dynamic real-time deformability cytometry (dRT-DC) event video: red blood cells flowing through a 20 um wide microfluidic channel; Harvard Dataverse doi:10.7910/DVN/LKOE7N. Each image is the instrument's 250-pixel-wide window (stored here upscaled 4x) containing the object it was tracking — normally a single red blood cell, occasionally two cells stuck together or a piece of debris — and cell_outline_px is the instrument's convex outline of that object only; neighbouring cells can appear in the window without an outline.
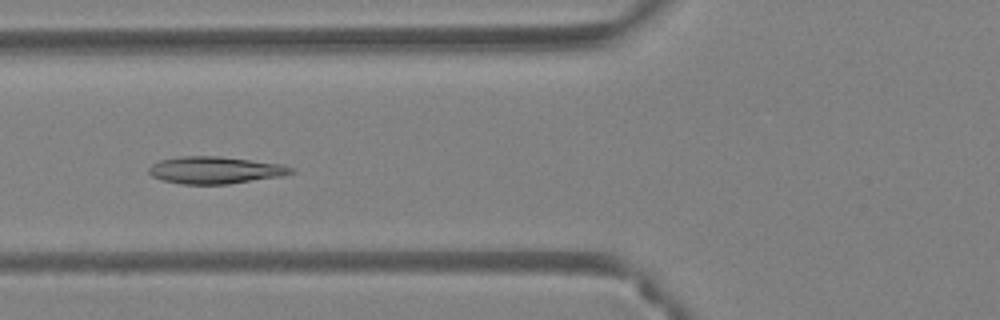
{"species": "Egyptian fruit bat (a non-hibernating species)", "species_latin": "Rousettus aegyptiacus", "temperature_condition": "warm", "stored_images_in_passage": 52, "camera_frame_rate_fps": 3000, "um_per_image_px": 0.085, "animal": {"sex": "female"}, "frame": {"image": 1, "passage_image": 21, "time_ms": 6.667, "image_size_px": [1000, 320], "cell_outline_px": [[296, 172], [284, 176], [228, 184], [184, 184], [164, 180], [152, 176], [148, 172], [148, 168], [152, 164], [160, 160], [180, 156], [220, 156], [284, 164], [296, 168]], "centroid_in_image_um": [18.37, 14.45], "position_along_channel_um": 107.4, "area_um2": 22.72}}
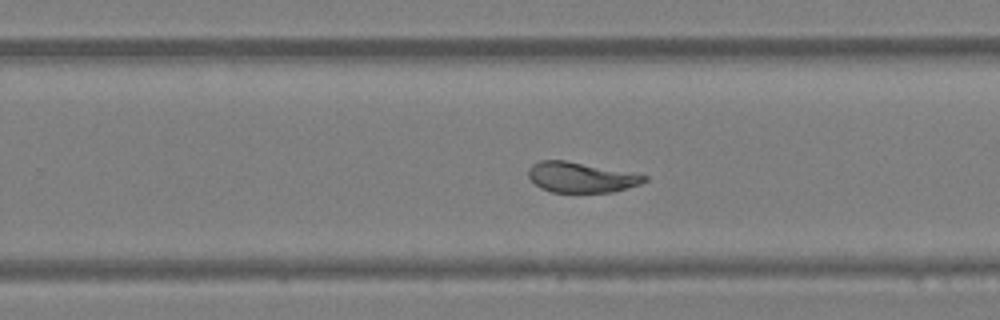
{"frame": {"image": 2, "passage_image": 34, "time_ms": 11.0, "image_size_px": [1000, 320], "cell_outline_px": [[648, 180], [640, 184], [612, 192], [552, 192], [540, 188], [528, 176], [528, 168], [532, 164], [540, 160], [564, 160], [636, 172], [648, 176]], "centroid_in_image_um": [49.42, 15.06], "position_along_channel_um": 280.4, "area_um2": 20.69}}
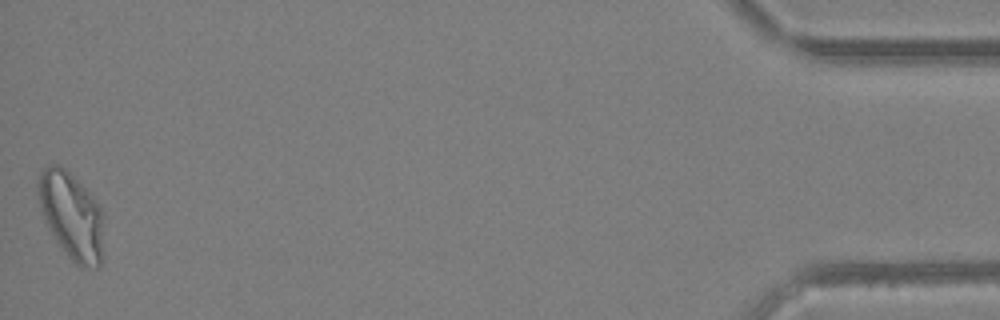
{"frame": {"image": 3, "passage_image": 52, "time_ms": 17.0, "image_size_px": [1000, 320], "cell_outline_px": [[104, 216], [100, 268], [80, 268], [72, 264], [48, 228], [40, 208], [36, 192], [36, 180], [40, 172], [48, 164], [60, 164], [100, 204]], "centroid_in_image_um": [6.06, 18.36], "position_along_channel_um": 429.1, "area_um2": 33.87}, "authors_computed_cell_mechanics": {"area_um2": 24.2471, "velocity_mm_per_s": 4.0027, "shape_relaxation_time_tau1_ms": null, "shape_relaxation_time_tau2_ms": 1.2358, "deformation_change_tau1": null, "deformation_change_tau2": 0.0637}}